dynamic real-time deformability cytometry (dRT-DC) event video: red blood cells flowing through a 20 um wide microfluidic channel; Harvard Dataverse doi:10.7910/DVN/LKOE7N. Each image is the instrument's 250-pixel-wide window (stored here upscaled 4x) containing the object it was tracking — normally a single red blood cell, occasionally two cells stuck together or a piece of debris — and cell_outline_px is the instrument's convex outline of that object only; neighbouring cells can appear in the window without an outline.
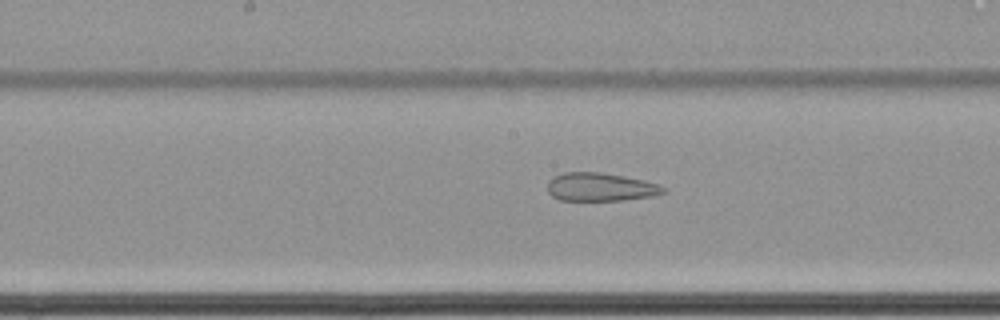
{"species": "common noctule bat (a hibernating species)", "species_latin": "Nyctalus noctula", "temperature_condition": "cold", "stored_images_in_passage": 63, "camera_frame_rate_fps": 3000, "um_per_image_px": 0.085, "animal": {"sex": "female", "body_mass_g": 22.7, "forearm_length_mm": 54.2}, "frame": {"image": 1, "passage_image": 35, "time_ms": 11.333, "image_size_px": [1000, 320], "cell_outline_px": [[668, 192], [652, 196], [624, 200], [560, 200], [552, 196], [548, 192], [548, 180], [552, 176], [564, 172], [600, 172], [624, 176], [644, 180], [660, 184], [668, 188]], "centroid_in_image_um": [51.07, 15.89], "position_along_channel_um": 197.1, "area_um2": 19.36}}
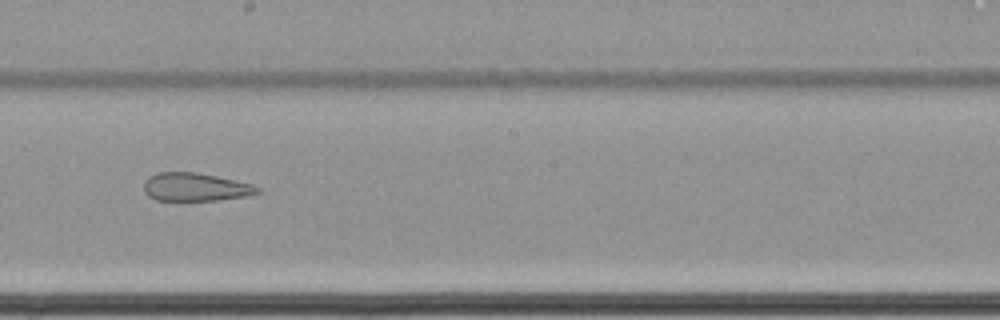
{"frame": {"image": 2, "passage_image": 38, "time_ms": 12.333, "image_size_px": [1000, 320], "cell_outline_px": [[260, 192], [248, 196], [216, 200], [156, 200], [148, 196], [144, 192], [144, 180], [148, 176], [156, 172], [196, 172], [236, 180], [252, 184], [260, 188]], "centroid_in_image_um": [16.59, 15.89], "position_along_channel_um": 231.6, "area_um2": 18.79}}
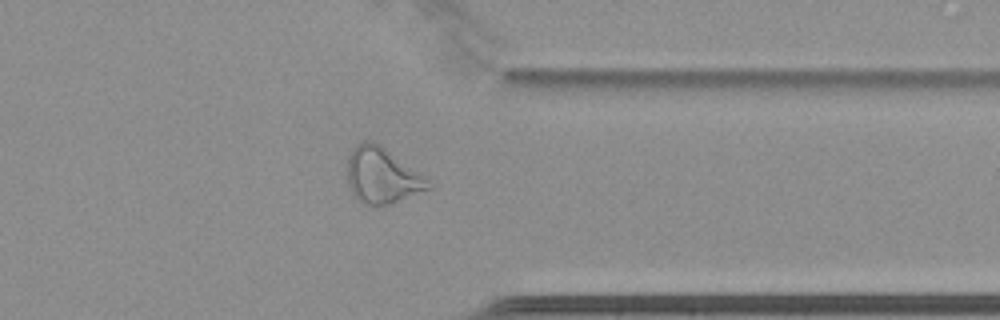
{"frame": {"image": 3, "passage_image": 51, "time_ms": 16.667, "image_size_px": [1000, 320], "cell_outline_px": [[432, 188], [388, 204], [368, 208], [360, 204], [356, 200], [348, 184], [348, 156], [352, 148], [356, 144], [364, 140], [372, 140], [380, 144], [428, 180]], "centroid_in_image_um": [32.41, 14.95], "position_along_channel_um": 379.0, "area_um2": 26.3}, "authors_computed_cell_mechanics": {"area_um2": 29.5936, "velocity_mm_per_s": 3.4523, "shape_relaxation_time_tau1_ms": null, "shape_relaxation_time_tau2_ms": 2.8307, "deformation_change_tau1": null, "deformation_change_tau2": 0.1132}}